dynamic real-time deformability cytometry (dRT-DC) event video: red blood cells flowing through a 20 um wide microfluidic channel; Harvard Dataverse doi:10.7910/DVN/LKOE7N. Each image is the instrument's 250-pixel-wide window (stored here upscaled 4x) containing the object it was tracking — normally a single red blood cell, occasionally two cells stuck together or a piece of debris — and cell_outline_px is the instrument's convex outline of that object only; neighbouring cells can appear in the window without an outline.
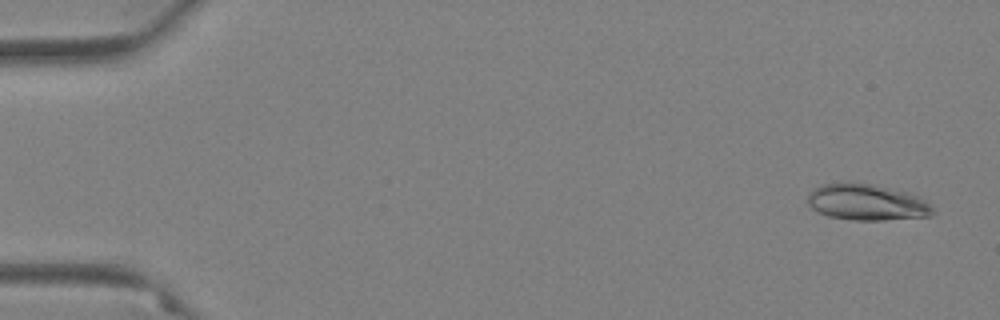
{"species": "Egyptian fruit bat (a non-hibernating species)", "species_latin": "Rousettus aegyptiacus", "temperature_condition": "warm", "stored_images_in_passage": 58, "camera_frame_rate_fps": 3000, "um_per_image_px": 0.085, "animal": {"sex": "female"}, "frame": {"image": 1, "passage_image": 3, "time_ms": 0.667, "image_size_px": [1000, 320], "cell_outline_px": [[932, 216], [884, 220], [852, 220], [828, 216], [812, 208], [808, 204], [808, 192], [812, 188], [820, 184], [872, 184], [904, 192], [916, 196], [924, 200], [932, 208]], "centroid_in_image_um": [73.63, 17.21], "position_along_channel_um": 11.4, "area_um2": 25.84}}
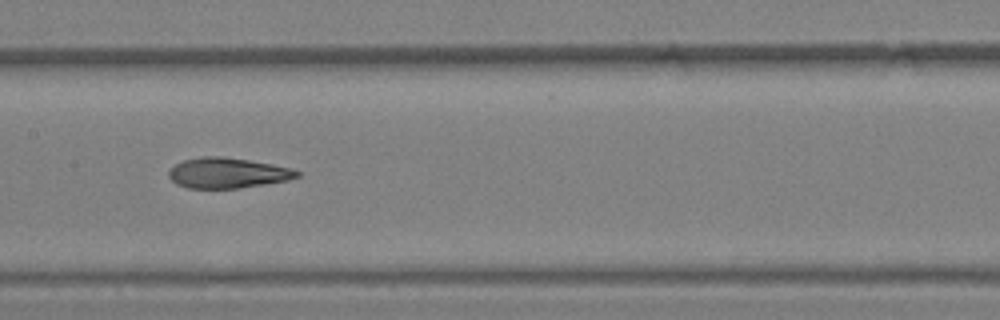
{"frame": {"image": 2, "passage_image": 30, "time_ms": 9.667, "image_size_px": [1000, 320], "cell_outline_px": [[300, 176], [288, 180], [264, 184], [236, 188], [188, 188], [176, 184], [168, 176], [168, 172], [176, 164], [184, 160], [204, 156], [220, 156], [248, 160], [288, 168], [300, 172]], "centroid_in_image_um": [19.3, 14.71], "position_along_channel_um": 188.1, "area_um2": 22.31}}
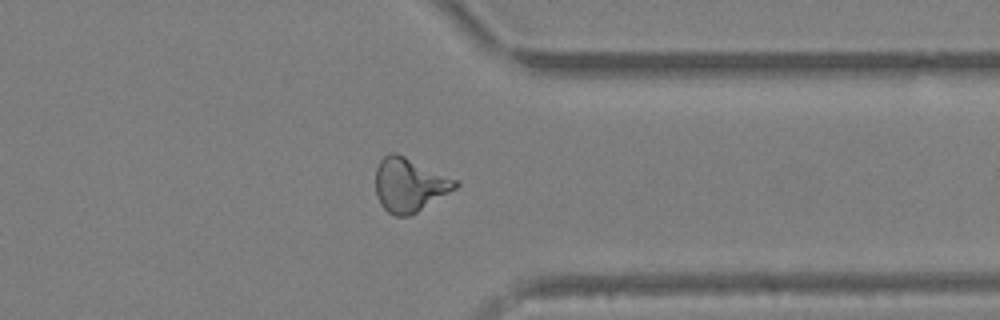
{"frame": {"image": 3, "passage_image": 46, "time_ms": 15.0, "image_size_px": [1000, 320], "cell_outline_px": [[460, 184], [456, 188], [416, 212], [408, 216], [396, 216], [388, 212], [380, 204], [376, 196], [376, 168], [380, 160], [388, 152], [396, 152], [460, 180]], "centroid_in_image_um": [34.81, 15.68], "position_along_channel_um": 376.6, "area_um2": 25.14}, "authors_computed_cell_mechanics": {"area_um2": 23.8136, "velocity_mm_per_s": 3.603, "shape_relaxation_time_tau1_ms": null, "shape_relaxation_time_tau2_ms": 2.7741, "deformation_change_tau1": null, "deformation_change_tau2": 0.1172}}